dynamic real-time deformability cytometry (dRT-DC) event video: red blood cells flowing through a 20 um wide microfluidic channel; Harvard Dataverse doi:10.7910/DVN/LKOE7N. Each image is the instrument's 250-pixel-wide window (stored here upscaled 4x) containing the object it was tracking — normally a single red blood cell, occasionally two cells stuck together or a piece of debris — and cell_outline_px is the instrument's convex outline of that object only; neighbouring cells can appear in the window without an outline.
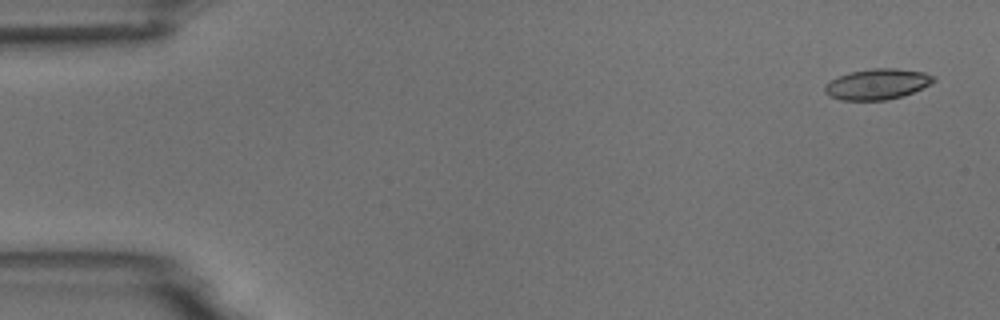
{"species": "common noctule bat (a hibernating species)", "species_latin": "Nyctalus noctula", "temperature_condition": "room temperature", "stored_images_in_passage": 6, "camera_frame_rate_fps": 3000, "um_per_image_px": 0.085, "animal": {"sex": "male", "body_mass_g": 18.8}, "frame": {"image": 1, "passage_image": 1, "time_ms": 0.0, "image_size_px": [1000, 320], "cell_outline_px": [[936, 80], [932, 84], [912, 92], [900, 96], [884, 100], [840, 100], [828, 96], [824, 92], [824, 84], [848, 72], [872, 68], [896, 68], [924, 72], [932, 76]], "centroid_in_image_um": [74.54, 7.15], "position_along_channel_um": 10.5, "area_um2": 19.42}}
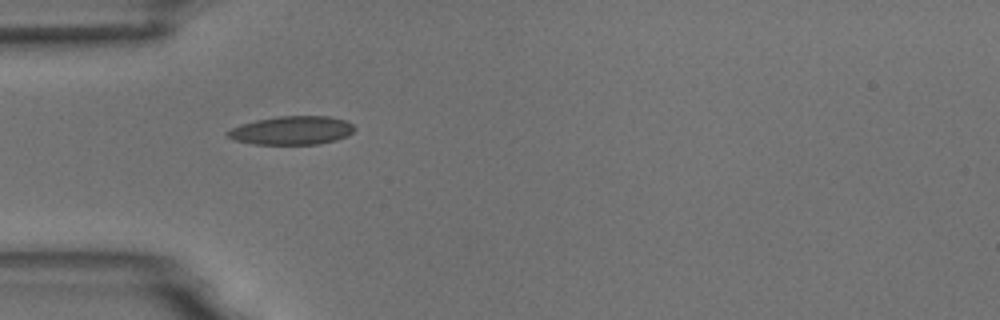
{"frame": {"image": 2, "passage_image": 5, "time_ms": 4.667, "image_size_px": [1000, 320], "cell_outline_px": [[356, 128], [348, 136], [336, 140], [316, 144], [252, 144], [232, 140], [224, 132], [240, 124], [256, 120], [276, 116], [328, 116], [344, 120], [352, 124]], "centroid_in_image_um": [24.77, 11.08], "position_along_channel_um": 60.2, "area_um2": 21.21}}